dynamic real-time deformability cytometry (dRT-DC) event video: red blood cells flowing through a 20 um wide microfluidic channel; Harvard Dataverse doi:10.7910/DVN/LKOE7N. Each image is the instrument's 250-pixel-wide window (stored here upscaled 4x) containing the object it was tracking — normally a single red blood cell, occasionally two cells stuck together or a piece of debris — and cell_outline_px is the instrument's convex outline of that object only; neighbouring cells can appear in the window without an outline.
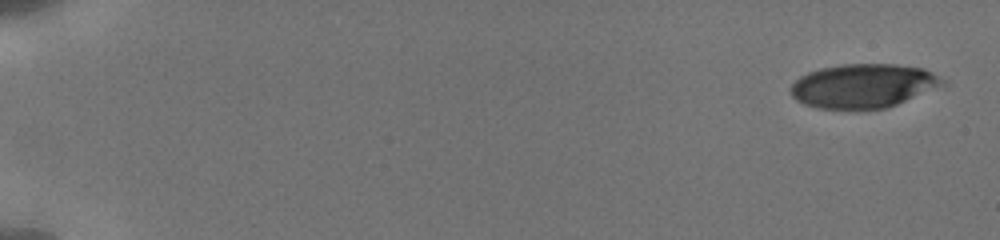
{"species": "human", "species_latin": "Homo sapiens", "temperature_condition": "cold", "stored_images_in_passage": 14, "camera_frame_rate_fps": 3000, "um_per_image_px": 0.085, "donor": {"sex": "male"}, "frame": {"image": 1, "passage_image": 1, "time_ms": 0.0, "image_size_px": [1000, 240], "cell_outline_px": [[948, 84], [896, 104], [884, 108], [816, 108], [804, 104], [796, 100], [792, 96], [788, 88], [800, 76], [808, 72], [820, 68], [844, 64], [896, 64], [924, 68], [948, 80]], "centroid_in_image_um": [73.4, 7.28], "position_along_channel_um": 11.6, "area_um2": 39.02}}
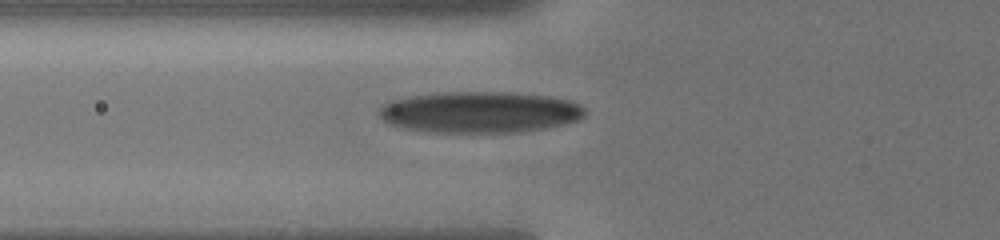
{"frame": {"image": 2, "passage_image": 12, "time_ms": 6.667, "image_size_px": [1000, 240], "cell_outline_px": [[588, 112], [580, 120], [564, 124], [544, 128], [512, 132], [428, 132], [404, 128], [388, 124], [380, 116], [380, 108], [384, 104], [392, 100], [412, 96], [448, 92], [516, 92], [548, 96], [568, 100], [580, 104]], "centroid_in_image_um": [40.82, 9.53], "position_along_channel_um": 85.0, "area_um2": 49.48}}
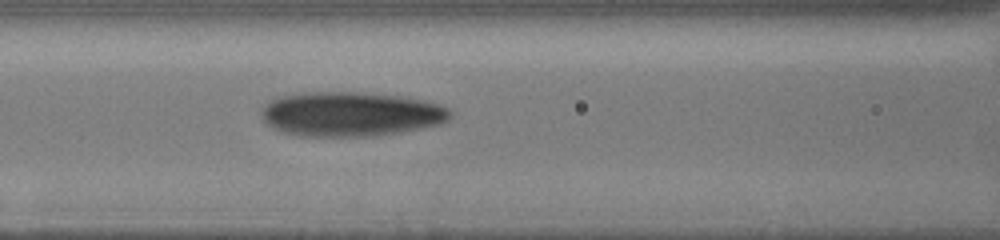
{"frame": {"image": 3, "passage_image": 14, "time_ms": 8.0, "image_size_px": [1000, 240], "cell_outline_px": [[452, 116], [448, 120], [440, 124], [400, 132], [376, 136], [304, 136], [284, 132], [272, 128], [264, 120], [260, 112], [264, 104], [268, 100], [276, 96], [308, 92], [352, 92], [396, 96], [424, 100], [440, 104], [448, 108], [452, 112]], "centroid_in_image_um": [29.78, 9.69], "position_along_channel_um": 136.8, "area_um2": 49.07}}